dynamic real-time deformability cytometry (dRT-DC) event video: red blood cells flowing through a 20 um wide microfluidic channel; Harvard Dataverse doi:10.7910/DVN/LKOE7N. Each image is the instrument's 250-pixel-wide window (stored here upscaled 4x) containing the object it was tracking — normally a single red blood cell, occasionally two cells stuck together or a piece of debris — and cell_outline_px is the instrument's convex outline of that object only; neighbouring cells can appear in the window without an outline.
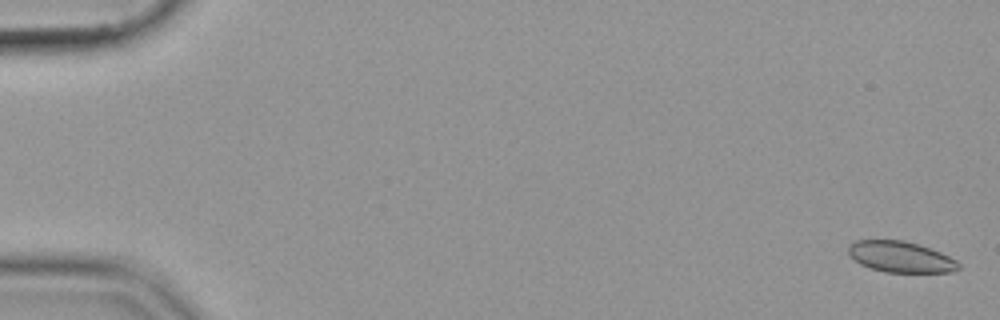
{"species": "common noctule bat (a hibernating species)", "species_latin": "Nyctalus noctula", "temperature_condition": "cold", "stored_images_in_passage": 56, "camera_frame_rate_fps": 3000, "um_per_image_px": 0.085, "animal": {"sex": "female", "body_mass_g": 19.9}, "frame": {"image": 1, "passage_image": 2, "time_ms": 0.333, "image_size_px": [1000, 320], "cell_outline_px": [[960, 268], [952, 272], [884, 272], [860, 264], [848, 252], [848, 248], [856, 240], [904, 240], [940, 252], [956, 260], [960, 264]], "centroid_in_image_um": [76.57, 21.84], "position_along_channel_um": 8.4, "area_um2": 19.59}}
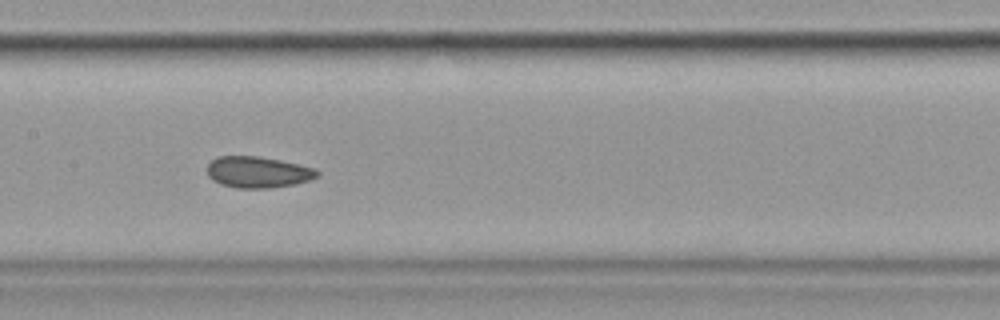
{"frame": {"image": 2, "passage_image": 29, "time_ms": 9.333, "image_size_px": [1000, 320], "cell_outline_px": [[320, 176], [312, 180], [296, 184], [272, 188], [236, 188], [220, 184], [212, 180], [208, 176], [208, 164], [216, 156], [260, 156], [280, 160], [316, 168], [320, 172]], "centroid_in_image_um": [21.96, 14.64], "position_along_channel_um": 185.4, "area_um2": 20.4}}
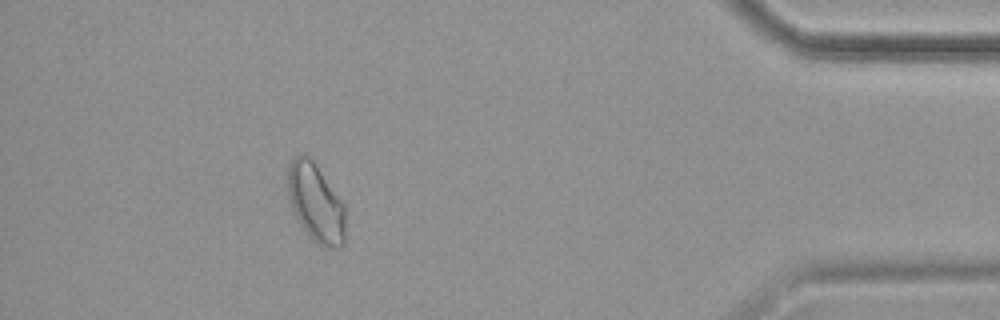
{"frame": {"image": 3, "passage_image": 51, "time_ms": 16.667, "image_size_px": [1000, 320], "cell_outline_px": [[344, 244], [340, 248], [324, 248], [316, 244], [308, 236], [300, 224], [292, 208], [288, 192], [288, 164], [296, 152], [300, 152], [308, 156], [316, 164], [344, 204]], "centroid_in_image_um": [26.83, 17.24], "position_along_channel_um": 408.4, "area_um2": 26.53}}